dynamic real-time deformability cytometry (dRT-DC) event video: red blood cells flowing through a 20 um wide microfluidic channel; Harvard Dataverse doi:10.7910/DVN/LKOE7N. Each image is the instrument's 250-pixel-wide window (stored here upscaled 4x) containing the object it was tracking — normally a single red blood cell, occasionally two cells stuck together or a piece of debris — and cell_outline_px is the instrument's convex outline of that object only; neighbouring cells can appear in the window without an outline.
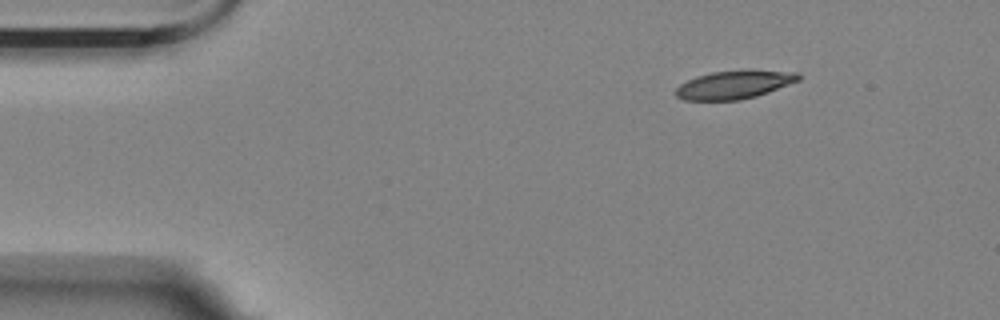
{"species": "Egyptian fruit bat (a non-hibernating species)", "species_latin": "Rousettus aegyptiacus", "temperature_condition": "room temperature", "stored_images_in_passage": 2, "camera_frame_rate_fps": 3000, "um_per_image_px": 0.085, "animal": {"sex": "female"}, "frame": {"image": 1, "passage_image": 1, "time_ms": 0.0, "image_size_px": [1000, 320], "cell_outline_px": [[800, 80], [768, 92], [756, 96], [740, 100], [684, 100], [676, 96], [676, 88], [680, 84], [696, 76], [712, 72], [748, 68], [800, 72]], "centroid_in_image_um": [62.46, 7.16], "position_along_channel_um": 22.5, "area_um2": 20.69}}